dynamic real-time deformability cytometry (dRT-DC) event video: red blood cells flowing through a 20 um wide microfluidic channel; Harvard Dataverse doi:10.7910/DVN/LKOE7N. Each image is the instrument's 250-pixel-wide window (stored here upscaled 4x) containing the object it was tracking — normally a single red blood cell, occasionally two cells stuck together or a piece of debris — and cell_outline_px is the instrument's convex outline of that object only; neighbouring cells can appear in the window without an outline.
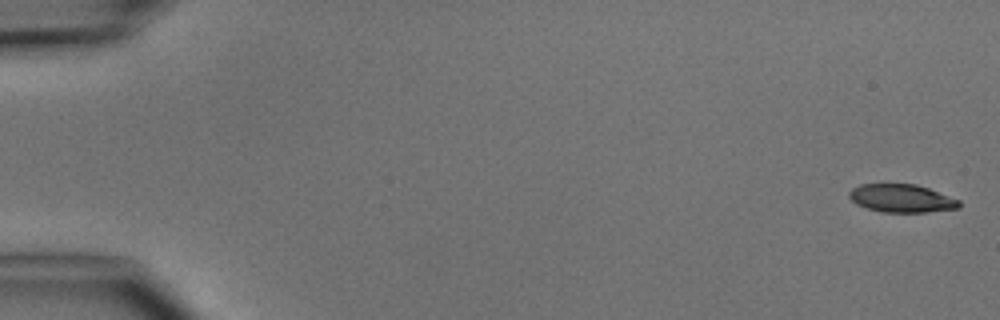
{"species": "common noctule bat (a hibernating species)", "species_latin": "Nyctalus noctula", "temperature_condition": "cold", "stored_images_in_passage": 5, "camera_frame_rate_fps": 3000, "um_per_image_px": 0.085, "animal": {"sex": "male", "body_mass_g": 15.6}, "frame": {"image": 1, "passage_image": 1, "time_ms": 0.0, "image_size_px": [1000, 320], "cell_outline_px": [[960, 208], [928, 212], [884, 212], [868, 208], [856, 204], [848, 196], [848, 192], [852, 188], [860, 184], [916, 184], [928, 188], [960, 200]], "centroid_in_image_um": [76.63, 16.85], "position_along_channel_um": 8.4, "area_um2": 17.98}}
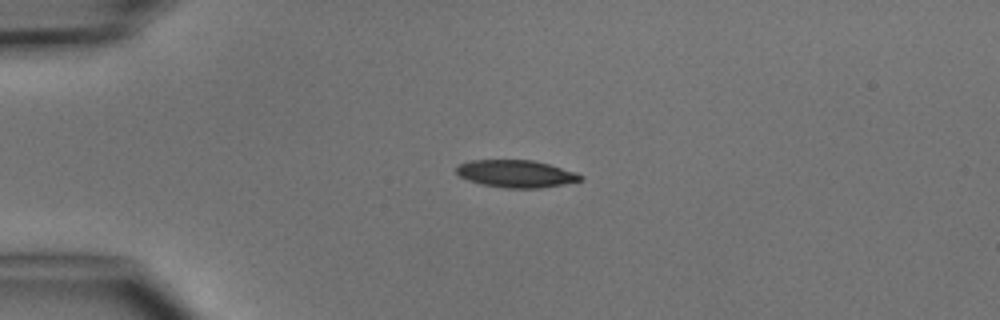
{"frame": {"image": 2, "passage_image": 4, "time_ms": 3.667, "image_size_px": [1000, 320], "cell_outline_px": [[584, 180], [540, 188], [504, 188], [480, 184], [468, 180], [460, 176], [456, 172], [456, 168], [460, 164], [468, 160], [532, 160], [548, 164], [576, 172], [584, 176]], "centroid_in_image_um": [43.87, 14.77], "position_along_channel_um": 41.1, "area_um2": 19.83}}